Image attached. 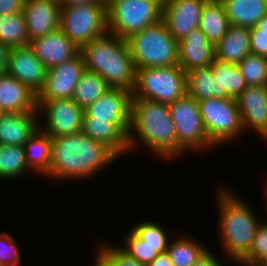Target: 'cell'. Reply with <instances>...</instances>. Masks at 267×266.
Segmentation results:
<instances>
[{"instance_id": "obj_10", "label": "cell", "mask_w": 267, "mask_h": 266, "mask_svg": "<svg viewBox=\"0 0 267 266\" xmlns=\"http://www.w3.org/2000/svg\"><path fill=\"white\" fill-rule=\"evenodd\" d=\"M198 105L208 138L217 148L245 133L236 99L213 97Z\"/></svg>"}, {"instance_id": "obj_9", "label": "cell", "mask_w": 267, "mask_h": 266, "mask_svg": "<svg viewBox=\"0 0 267 266\" xmlns=\"http://www.w3.org/2000/svg\"><path fill=\"white\" fill-rule=\"evenodd\" d=\"M169 108L177 134V158L190 151L197 153L216 148L205 131L195 98L185 95L169 104Z\"/></svg>"}, {"instance_id": "obj_33", "label": "cell", "mask_w": 267, "mask_h": 266, "mask_svg": "<svg viewBox=\"0 0 267 266\" xmlns=\"http://www.w3.org/2000/svg\"><path fill=\"white\" fill-rule=\"evenodd\" d=\"M142 222V223H141ZM139 221L137 224L132 226L130 229L143 241L146 242L152 248H155V251L158 254L167 252L170 238L167 235V232L160 223L157 221Z\"/></svg>"}, {"instance_id": "obj_45", "label": "cell", "mask_w": 267, "mask_h": 266, "mask_svg": "<svg viewBox=\"0 0 267 266\" xmlns=\"http://www.w3.org/2000/svg\"><path fill=\"white\" fill-rule=\"evenodd\" d=\"M264 190L263 191H265L263 194H264V197H265V205H264V208H265V215H267V179H266V181L264 180ZM267 219V218H266ZM265 223H267V221L265 222Z\"/></svg>"}, {"instance_id": "obj_13", "label": "cell", "mask_w": 267, "mask_h": 266, "mask_svg": "<svg viewBox=\"0 0 267 266\" xmlns=\"http://www.w3.org/2000/svg\"><path fill=\"white\" fill-rule=\"evenodd\" d=\"M5 73L16 78L38 95L44 87L47 68L28 45L11 48Z\"/></svg>"}, {"instance_id": "obj_42", "label": "cell", "mask_w": 267, "mask_h": 266, "mask_svg": "<svg viewBox=\"0 0 267 266\" xmlns=\"http://www.w3.org/2000/svg\"><path fill=\"white\" fill-rule=\"evenodd\" d=\"M11 48L0 42V75L5 74Z\"/></svg>"}, {"instance_id": "obj_41", "label": "cell", "mask_w": 267, "mask_h": 266, "mask_svg": "<svg viewBox=\"0 0 267 266\" xmlns=\"http://www.w3.org/2000/svg\"><path fill=\"white\" fill-rule=\"evenodd\" d=\"M218 257L216 254L212 253V250L210 249L202 256L200 257L192 266H225L222 264L221 260H218Z\"/></svg>"}, {"instance_id": "obj_1", "label": "cell", "mask_w": 267, "mask_h": 266, "mask_svg": "<svg viewBox=\"0 0 267 266\" xmlns=\"http://www.w3.org/2000/svg\"><path fill=\"white\" fill-rule=\"evenodd\" d=\"M116 160L118 157L108 147L82 131L53 137L47 178L54 181L90 179Z\"/></svg>"}, {"instance_id": "obj_5", "label": "cell", "mask_w": 267, "mask_h": 266, "mask_svg": "<svg viewBox=\"0 0 267 266\" xmlns=\"http://www.w3.org/2000/svg\"><path fill=\"white\" fill-rule=\"evenodd\" d=\"M136 69L178 64V41L163 20L126 39Z\"/></svg>"}, {"instance_id": "obj_21", "label": "cell", "mask_w": 267, "mask_h": 266, "mask_svg": "<svg viewBox=\"0 0 267 266\" xmlns=\"http://www.w3.org/2000/svg\"><path fill=\"white\" fill-rule=\"evenodd\" d=\"M38 129V112H5L0 117V144L23 146Z\"/></svg>"}, {"instance_id": "obj_26", "label": "cell", "mask_w": 267, "mask_h": 266, "mask_svg": "<svg viewBox=\"0 0 267 266\" xmlns=\"http://www.w3.org/2000/svg\"><path fill=\"white\" fill-rule=\"evenodd\" d=\"M229 25L223 4L219 0H208L198 27L214 47L226 35Z\"/></svg>"}, {"instance_id": "obj_48", "label": "cell", "mask_w": 267, "mask_h": 266, "mask_svg": "<svg viewBox=\"0 0 267 266\" xmlns=\"http://www.w3.org/2000/svg\"><path fill=\"white\" fill-rule=\"evenodd\" d=\"M5 113V111L2 109L1 105H0V117Z\"/></svg>"}, {"instance_id": "obj_16", "label": "cell", "mask_w": 267, "mask_h": 266, "mask_svg": "<svg viewBox=\"0 0 267 266\" xmlns=\"http://www.w3.org/2000/svg\"><path fill=\"white\" fill-rule=\"evenodd\" d=\"M29 46L47 69L62 64L80 53V48L60 29L34 38L29 42Z\"/></svg>"}, {"instance_id": "obj_35", "label": "cell", "mask_w": 267, "mask_h": 266, "mask_svg": "<svg viewBox=\"0 0 267 266\" xmlns=\"http://www.w3.org/2000/svg\"><path fill=\"white\" fill-rule=\"evenodd\" d=\"M102 244L96 248L95 266H147L127 256L118 246L105 242Z\"/></svg>"}, {"instance_id": "obj_6", "label": "cell", "mask_w": 267, "mask_h": 266, "mask_svg": "<svg viewBox=\"0 0 267 266\" xmlns=\"http://www.w3.org/2000/svg\"><path fill=\"white\" fill-rule=\"evenodd\" d=\"M164 0H111L107 5L108 32L126 40L162 20Z\"/></svg>"}, {"instance_id": "obj_39", "label": "cell", "mask_w": 267, "mask_h": 266, "mask_svg": "<svg viewBox=\"0 0 267 266\" xmlns=\"http://www.w3.org/2000/svg\"><path fill=\"white\" fill-rule=\"evenodd\" d=\"M250 53L267 57V15L249 29Z\"/></svg>"}, {"instance_id": "obj_34", "label": "cell", "mask_w": 267, "mask_h": 266, "mask_svg": "<svg viewBox=\"0 0 267 266\" xmlns=\"http://www.w3.org/2000/svg\"><path fill=\"white\" fill-rule=\"evenodd\" d=\"M237 66L247 86H267V57L250 53Z\"/></svg>"}, {"instance_id": "obj_38", "label": "cell", "mask_w": 267, "mask_h": 266, "mask_svg": "<svg viewBox=\"0 0 267 266\" xmlns=\"http://www.w3.org/2000/svg\"><path fill=\"white\" fill-rule=\"evenodd\" d=\"M20 251L11 234L0 233V266H18L21 263Z\"/></svg>"}, {"instance_id": "obj_17", "label": "cell", "mask_w": 267, "mask_h": 266, "mask_svg": "<svg viewBox=\"0 0 267 266\" xmlns=\"http://www.w3.org/2000/svg\"><path fill=\"white\" fill-rule=\"evenodd\" d=\"M215 57V47L199 27L178 41V65L187 73L208 67Z\"/></svg>"}, {"instance_id": "obj_4", "label": "cell", "mask_w": 267, "mask_h": 266, "mask_svg": "<svg viewBox=\"0 0 267 266\" xmlns=\"http://www.w3.org/2000/svg\"><path fill=\"white\" fill-rule=\"evenodd\" d=\"M85 69L99 74L110 88L132 92L136 67L127 41L107 32L80 48Z\"/></svg>"}, {"instance_id": "obj_23", "label": "cell", "mask_w": 267, "mask_h": 266, "mask_svg": "<svg viewBox=\"0 0 267 266\" xmlns=\"http://www.w3.org/2000/svg\"><path fill=\"white\" fill-rule=\"evenodd\" d=\"M230 25L253 28L267 15V0H219Z\"/></svg>"}, {"instance_id": "obj_50", "label": "cell", "mask_w": 267, "mask_h": 266, "mask_svg": "<svg viewBox=\"0 0 267 266\" xmlns=\"http://www.w3.org/2000/svg\"><path fill=\"white\" fill-rule=\"evenodd\" d=\"M236 266H245V265H242V264H240V263H237V265Z\"/></svg>"}, {"instance_id": "obj_12", "label": "cell", "mask_w": 267, "mask_h": 266, "mask_svg": "<svg viewBox=\"0 0 267 266\" xmlns=\"http://www.w3.org/2000/svg\"><path fill=\"white\" fill-rule=\"evenodd\" d=\"M85 70L80 53L62 64L47 69L46 81L37 95V100L71 99Z\"/></svg>"}, {"instance_id": "obj_40", "label": "cell", "mask_w": 267, "mask_h": 266, "mask_svg": "<svg viewBox=\"0 0 267 266\" xmlns=\"http://www.w3.org/2000/svg\"><path fill=\"white\" fill-rule=\"evenodd\" d=\"M26 0H0V15L22 12Z\"/></svg>"}, {"instance_id": "obj_15", "label": "cell", "mask_w": 267, "mask_h": 266, "mask_svg": "<svg viewBox=\"0 0 267 266\" xmlns=\"http://www.w3.org/2000/svg\"><path fill=\"white\" fill-rule=\"evenodd\" d=\"M131 103L132 92L110 88L84 110L83 120L130 122Z\"/></svg>"}, {"instance_id": "obj_18", "label": "cell", "mask_w": 267, "mask_h": 266, "mask_svg": "<svg viewBox=\"0 0 267 266\" xmlns=\"http://www.w3.org/2000/svg\"><path fill=\"white\" fill-rule=\"evenodd\" d=\"M60 4L52 0H26L23 8L29 41L59 29Z\"/></svg>"}, {"instance_id": "obj_24", "label": "cell", "mask_w": 267, "mask_h": 266, "mask_svg": "<svg viewBox=\"0 0 267 266\" xmlns=\"http://www.w3.org/2000/svg\"><path fill=\"white\" fill-rule=\"evenodd\" d=\"M250 54L249 29L229 25L226 35L215 45V58L237 65Z\"/></svg>"}, {"instance_id": "obj_7", "label": "cell", "mask_w": 267, "mask_h": 266, "mask_svg": "<svg viewBox=\"0 0 267 266\" xmlns=\"http://www.w3.org/2000/svg\"><path fill=\"white\" fill-rule=\"evenodd\" d=\"M186 95V72L177 64L136 69L132 98L172 104Z\"/></svg>"}, {"instance_id": "obj_19", "label": "cell", "mask_w": 267, "mask_h": 266, "mask_svg": "<svg viewBox=\"0 0 267 266\" xmlns=\"http://www.w3.org/2000/svg\"><path fill=\"white\" fill-rule=\"evenodd\" d=\"M236 102L244 130L259 136L267 127V86H247Z\"/></svg>"}, {"instance_id": "obj_20", "label": "cell", "mask_w": 267, "mask_h": 266, "mask_svg": "<svg viewBox=\"0 0 267 266\" xmlns=\"http://www.w3.org/2000/svg\"><path fill=\"white\" fill-rule=\"evenodd\" d=\"M130 122L83 120L82 132L108 147L118 158L129 153ZM127 153V154H125Z\"/></svg>"}, {"instance_id": "obj_49", "label": "cell", "mask_w": 267, "mask_h": 266, "mask_svg": "<svg viewBox=\"0 0 267 266\" xmlns=\"http://www.w3.org/2000/svg\"><path fill=\"white\" fill-rule=\"evenodd\" d=\"M52 1L58 2L59 4L63 2V0H52Z\"/></svg>"}, {"instance_id": "obj_27", "label": "cell", "mask_w": 267, "mask_h": 266, "mask_svg": "<svg viewBox=\"0 0 267 266\" xmlns=\"http://www.w3.org/2000/svg\"><path fill=\"white\" fill-rule=\"evenodd\" d=\"M210 66L219 84V98L236 99L247 87L237 65L214 57Z\"/></svg>"}, {"instance_id": "obj_30", "label": "cell", "mask_w": 267, "mask_h": 266, "mask_svg": "<svg viewBox=\"0 0 267 266\" xmlns=\"http://www.w3.org/2000/svg\"><path fill=\"white\" fill-rule=\"evenodd\" d=\"M30 171L23 146L0 144V179L15 180ZM28 172V173H27Z\"/></svg>"}, {"instance_id": "obj_47", "label": "cell", "mask_w": 267, "mask_h": 266, "mask_svg": "<svg viewBox=\"0 0 267 266\" xmlns=\"http://www.w3.org/2000/svg\"><path fill=\"white\" fill-rule=\"evenodd\" d=\"M97 1L105 4L106 6L111 2V0H97Z\"/></svg>"}, {"instance_id": "obj_11", "label": "cell", "mask_w": 267, "mask_h": 266, "mask_svg": "<svg viewBox=\"0 0 267 266\" xmlns=\"http://www.w3.org/2000/svg\"><path fill=\"white\" fill-rule=\"evenodd\" d=\"M37 111L39 129L51 138L82 131L84 109L72 99L37 100Z\"/></svg>"}, {"instance_id": "obj_44", "label": "cell", "mask_w": 267, "mask_h": 266, "mask_svg": "<svg viewBox=\"0 0 267 266\" xmlns=\"http://www.w3.org/2000/svg\"><path fill=\"white\" fill-rule=\"evenodd\" d=\"M97 0H63L60 4L61 6H74V5H82V4H90L96 3Z\"/></svg>"}, {"instance_id": "obj_43", "label": "cell", "mask_w": 267, "mask_h": 266, "mask_svg": "<svg viewBox=\"0 0 267 266\" xmlns=\"http://www.w3.org/2000/svg\"><path fill=\"white\" fill-rule=\"evenodd\" d=\"M147 266H174L167 252L158 254Z\"/></svg>"}, {"instance_id": "obj_29", "label": "cell", "mask_w": 267, "mask_h": 266, "mask_svg": "<svg viewBox=\"0 0 267 266\" xmlns=\"http://www.w3.org/2000/svg\"><path fill=\"white\" fill-rule=\"evenodd\" d=\"M188 236V237H187ZM170 240L167 253L174 266H192L208 250L203 243L189 235Z\"/></svg>"}, {"instance_id": "obj_28", "label": "cell", "mask_w": 267, "mask_h": 266, "mask_svg": "<svg viewBox=\"0 0 267 266\" xmlns=\"http://www.w3.org/2000/svg\"><path fill=\"white\" fill-rule=\"evenodd\" d=\"M186 95L201 101L219 98V84L211 66L194 69L186 73Z\"/></svg>"}, {"instance_id": "obj_8", "label": "cell", "mask_w": 267, "mask_h": 266, "mask_svg": "<svg viewBox=\"0 0 267 266\" xmlns=\"http://www.w3.org/2000/svg\"><path fill=\"white\" fill-rule=\"evenodd\" d=\"M59 29L81 48L108 32L107 6L101 2L60 6Z\"/></svg>"}, {"instance_id": "obj_14", "label": "cell", "mask_w": 267, "mask_h": 266, "mask_svg": "<svg viewBox=\"0 0 267 266\" xmlns=\"http://www.w3.org/2000/svg\"><path fill=\"white\" fill-rule=\"evenodd\" d=\"M208 0H164L162 20L177 40L199 26L203 6Z\"/></svg>"}, {"instance_id": "obj_32", "label": "cell", "mask_w": 267, "mask_h": 266, "mask_svg": "<svg viewBox=\"0 0 267 266\" xmlns=\"http://www.w3.org/2000/svg\"><path fill=\"white\" fill-rule=\"evenodd\" d=\"M110 87L97 73L85 70L74 89L72 100L84 110Z\"/></svg>"}, {"instance_id": "obj_37", "label": "cell", "mask_w": 267, "mask_h": 266, "mask_svg": "<svg viewBox=\"0 0 267 266\" xmlns=\"http://www.w3.org/2000/svg\"><path fill=\"white\" fill-rule=\"evenodd\" d=\"M245 266L267 265V223L258 225L249 254L240 262Z\"/></svg>"}, {"instance_id": "obj_36", "label": "cell", "mask_w": 267, "mask_h": 266, "mask_svg": "<svg viewBox=\"0 0 267 266\" xmlns=\"http://www.w3.org/2000/svg\"><path fill=\"white\" fill-rule=\"evenodd\" d=\"M124 235L125 245L121 247L118 245V248L127 256L146 265L158 256L155 248L147 245L146 242L139 238L131 229L127 231V233H124Z\"/></svg>"}, {"instance_id": "obj_22", "label": "cell", "mask_w": 267, "mask_h": 266, "mask_svg": "<svg viewBox=\"0 0 267 266\" xmlns=\"http://www.w3.org/2000/svg\"><path fill=\"white\" fill-rule=\"evenodd\" d=\"M0 105L5 112H38L37 94L6 73L0 75Z\"/></svg>"}, {"instance_id": "obj_2", "label": "cell", "mask_w": 267, "mask_h": 266, "mask_svg": "<svg viewBox=\"0 0 267 266\" xmlns=\"http://www.w3.org/2000/svg\"><path fill=\"white\" fill-rule=\"evenodd\" d=\"M142 144L160 159L176 161L177 134L168 104L132 98L129 153Z\"/></svg>"}, {"instance_id": "obj_46", "label": "cell", "mask_w": 267, "mask_h": 266, "mask_svg": "<svg viewBox=\"0 0 267 266\" xmlns=\"http://www.w3.org/2000/svg\"><path fill=\"white\" fill-rule=\"evenodd\" d=\"M265 143H267V127L263 130V132L259 135Z\"/></svg>"}, {"instance_id": "obj_25", "label": "cell", "mask_w": 267, "mask_h": 266, "mask_svg": "<svg viewBox=\"0 0 267 266\" xmlns=\"http://www.w3.org/2000/svg\"><path fill=\"white\" fill-rule=\"evenodd\" d=\"M52 138L38 129L23 145L29 169L43 177L49 175Z\"/></svg>"}, {"instance_id": "obj_3", "label": "cell", "mask_w": 267, "mask_h": 266, "mask_svg": "<svg viewBox=\"0 0 267 266\" xmlns=\"http://www.w3.org/2000/svg\"><path fill=\"white\" fill-rule=\"evenodd\" d=\"M217 189L220 250L228 262L240 263L250 252L259 220L249 204L225 184ZM221 237V238H220Z\"/></svg>"}, {"instance_id": "obj_31", "label": "cell", "mask_w": 267, "mask_h": 266, "mask_svg": "<svg viewBox=\"0 0 267 266\" xmlns=\"http://www.w3.org/2000/svg\"><path fill=\"white\" fill-rule=\"evenodd\" d=\"M0 42L10 48L29 45L23 11L0 15Z\"/></svg>"}]
</instances>
